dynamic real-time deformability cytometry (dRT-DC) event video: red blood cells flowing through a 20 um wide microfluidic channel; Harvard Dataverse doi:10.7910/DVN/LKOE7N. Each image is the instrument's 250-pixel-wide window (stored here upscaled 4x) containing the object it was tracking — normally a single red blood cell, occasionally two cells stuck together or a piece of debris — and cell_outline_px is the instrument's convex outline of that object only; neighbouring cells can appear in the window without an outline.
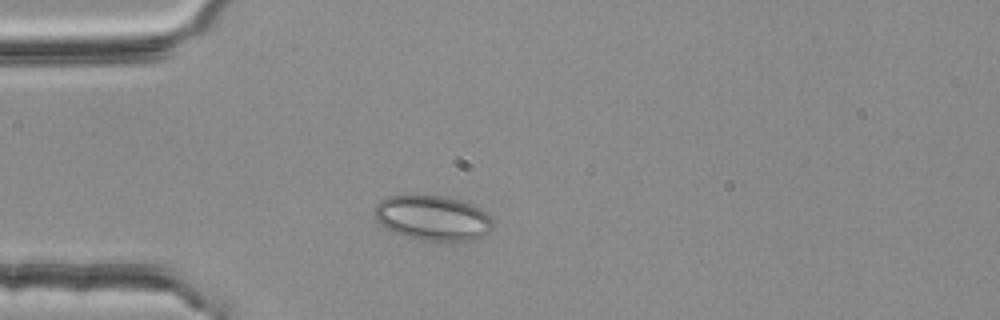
{"species": "common noctule bat (a hibernating species)", "species_latin": "Nyctalus noctula", "temperature_condition": "room temperature", "stored_images_in_passage": 37, "camera_frame_rate_fps": 3000, "um_per_image_px": 0.085, "animal": {"sex": "female", "body_mass_g": 25.1}, "frame": {"image": 1, "passage_image": 1, "time_ms": 0.0, "image_size_px": [1000, 320], "cell_outline_px": [[492, 228], [484, 236], [476, 240], [420, 240], [404, 236], [384, 228], [376, 220], [376, 204], [380, 200], [388, 196], [444, 196], [460, 200], [480, 208], [492, 220]], "centroid_in_image_um": [36.78, 18.54], "position_along_channel_um": 48.2, "area_um2": 30.75}}
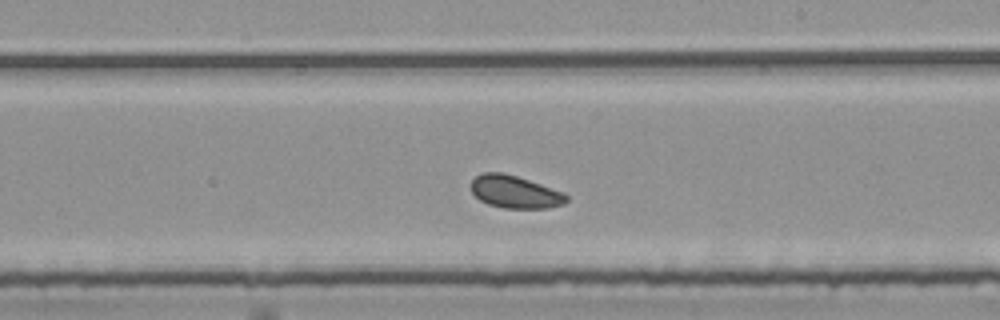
{"frame": {"image": 2, "passage_image": 18, "time_ms": 5.667, "image_size_px": [1000, 320], "cell_outline_px": [[568, 200], [564, 204], [548, 208], [504, 208], [488, 204], [480, 200], [472, 192], [472, 180], [476, 176], [484, 172], [500, 172], [516, 176], [564, 192], [568, 196]], "centroid_in_image_um": [43.79, 16.32], "position_along_channel_um": 245.2, "area_um2": 17.98}}
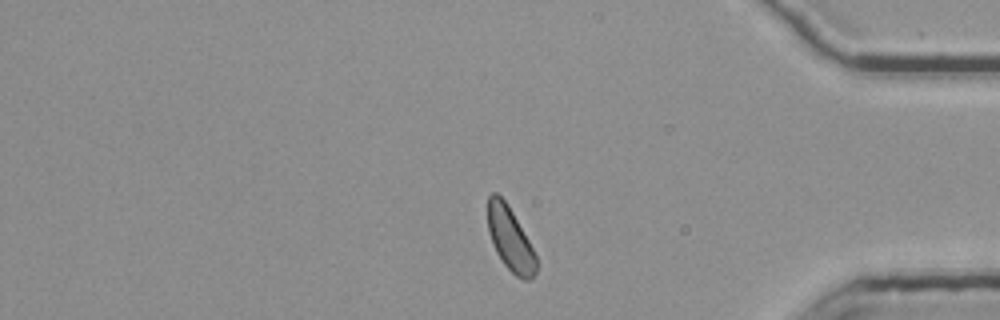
{"frame": {"image": 3, "passage_image": 32, "time_ms": 10.333, "image_size_px": [1000, 320], "cell_outline_px": [[536, 272], [528, 280], [524, 280], [516, 276], [504, 264], [496, 252], [492, 244], [488, 232], [488, 196], [492, 192], [496, 192], [508, 204], [528, 240], [536, 256]], "centroid_in_image_um": [43.34, 20.3], "position_along_channel_um": 391.9, "area_um2": 17.74}, "authors_computed_cell_mechanics": {"area_um2": 18.2648, "velocity_mm_per_s": 3.7275, "shape_relaxation_time_tau1_ms": null, "shape_relaxation_time_tau2_ms": 2.8214, "deformation_change_tau1": null, "deformation_change_tau2": 0.0624}}